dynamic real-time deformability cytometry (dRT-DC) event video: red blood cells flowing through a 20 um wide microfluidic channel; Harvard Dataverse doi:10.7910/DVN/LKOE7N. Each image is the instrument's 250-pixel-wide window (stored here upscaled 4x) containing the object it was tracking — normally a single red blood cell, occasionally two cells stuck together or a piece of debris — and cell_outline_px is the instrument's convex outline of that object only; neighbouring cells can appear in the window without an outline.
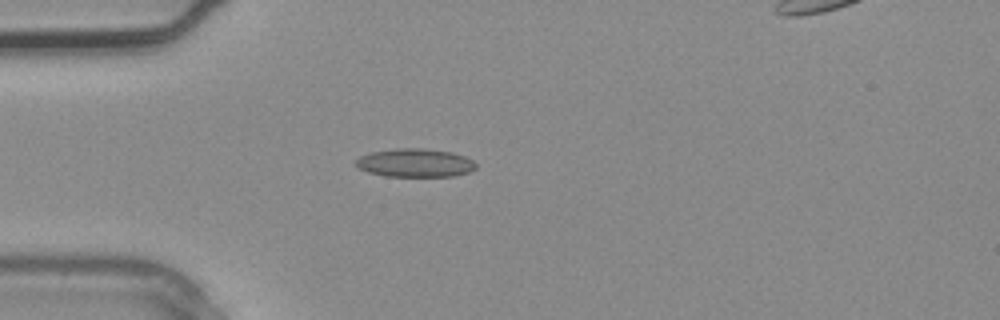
{"species": "common noctule bat (a hibernating species)", "species_latin": "Nyctalus noctula", "temperature_condition": "warm", "stored_images_in_passage": 3, "camera_frame_rate_fps": 3000, "um_per_image_px": 0.085, "animal": {"sex": "male", "body_mass_g": 20.4}, "frame": {"image": 1, "passage_image": 3, "time_ms": 0.667, "image_size_px": [1000, 320], "cell_outline_px": [[476, 168], [468, 172], [452, 176], [384, 176], [368, 172], [356, 168], [356, 160], [360, 156], [372, 152], [396, 148], [424, 148], [452, 152], [464, 156], [472, 160], [476, 164]], "centroid_in_image_um": [35.26, 13.84], "position_along_channel_um": 49.7, "area_um2": 19.88}}